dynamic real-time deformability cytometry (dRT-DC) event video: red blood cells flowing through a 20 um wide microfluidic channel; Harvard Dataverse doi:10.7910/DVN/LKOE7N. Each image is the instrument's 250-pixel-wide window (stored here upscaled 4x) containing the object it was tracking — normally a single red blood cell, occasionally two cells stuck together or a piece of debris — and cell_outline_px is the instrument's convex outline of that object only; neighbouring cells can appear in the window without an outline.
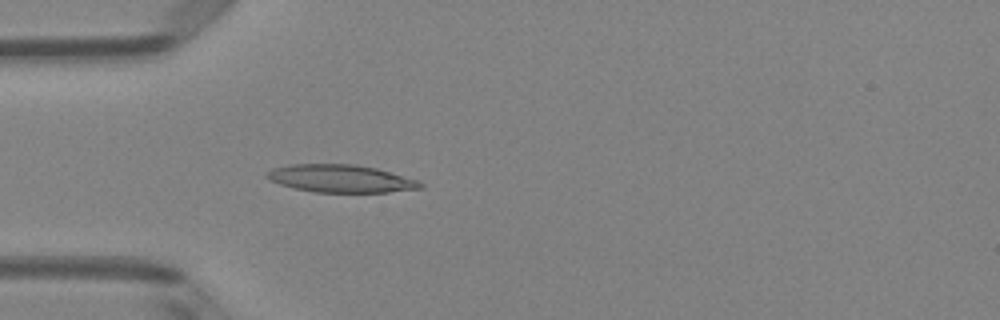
{"species": "Egyptian fruit bat (a non-hibernating species)", "species_latin": "Rousettus aegyptiacus", "temperature_condition": "room temperature", "stored_images_in_passage": 42, "camera_frame_rate_fps": 3000, "um_per_image_px": 0.085, "animal": {"sex": "female"}, "frame": {"image": 1, "passage_image": 7, "time_ms": 2.0, "image_size_px": [1000, 320], "cell_outline_px": [[424, 188], [388, 192], [316, 192], [296, 188], [280, 184], [264, 176], [264, 172], [272, 168], [292, 164], [356, 164], [376, 168], [416, 180], [424, 184]], "centroid_in_image_um": [28.94, 15.17], "position_along_channel_um": 56.1, "area_um2": 24.62}}
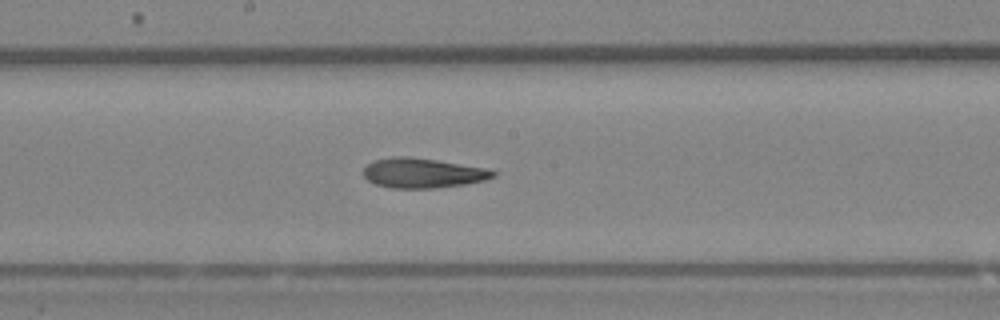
{"frame": {"image": 2, "passage_image": 19, "time_ms": 6.0, "image_size_px": [1000, 320], "cell_outline_px": [[496, 176], [484, 180], [464, 184], [436, 188], [392, 188], [376, 184], [368, 180], [360, 172], [372, 160], [392, 156], [412, 156], [484, 168], [496, 172]], "centroid_in_image_um": [35.86, 14.7], "position_along_channel_um": 212.3, "area_um2": 22.54}}
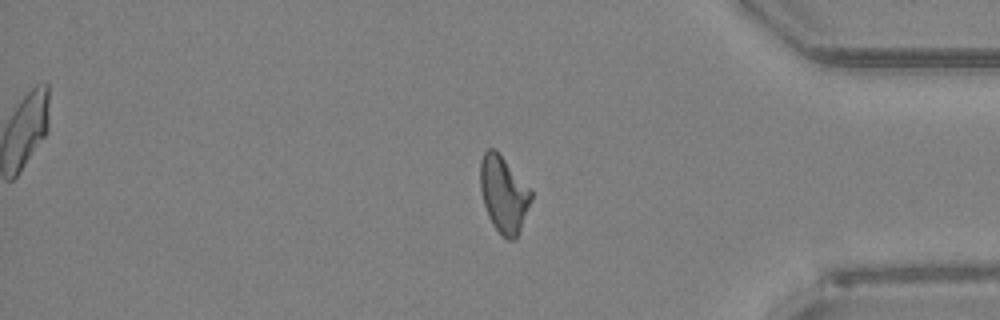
{"frame": {"image": 3, "passage_image": 34, "time_ms": 11.0, "image_size_px": [1000, 320], "cell_outline_px": [[532, 200], [520, 228], [516, 236], [512, 240], [508, 240], [492, 224], [488, 216], [484, 204], [480, 188], [480, 160], [484, 152], [488, 148], [496, 148], [532, 188]], "centroid_in_image_um": [42.82, 16.43], "position_along_channel_um": 392.4, "area_um2": 22.89}, "authors_computed_cell_mechanics": {"area_um2": 22.8599, "velocity_mm_per_s": 4.0545, "shape_relaxation_time_tau1_ms": 8.4368, "shape_relaxation_time_tau2_ms": 4.8085, "deformation_change_tau1": 0.1895, "deformation_change_tau2": 0.1447}}